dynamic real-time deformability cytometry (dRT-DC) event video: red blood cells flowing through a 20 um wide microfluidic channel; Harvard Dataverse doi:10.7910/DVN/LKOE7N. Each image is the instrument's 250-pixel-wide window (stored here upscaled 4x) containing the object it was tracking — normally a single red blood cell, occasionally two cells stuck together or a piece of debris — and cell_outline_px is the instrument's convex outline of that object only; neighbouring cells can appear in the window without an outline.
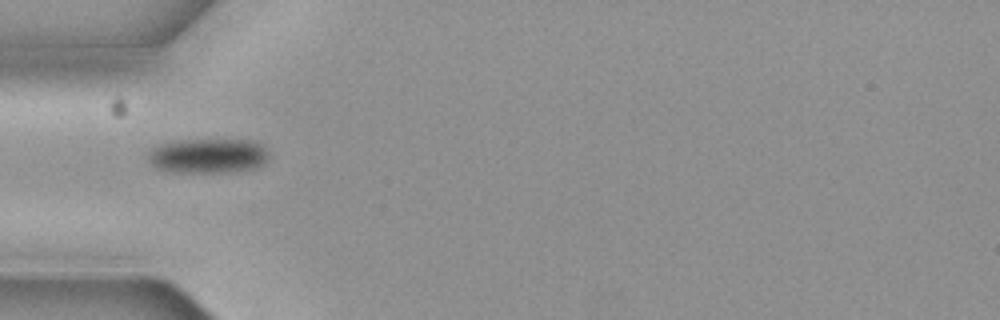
{"species": "common noctule bat (a hibernating species)", "species_latin": "Nyctalus noctula", "temperature_condition": "cold", "stored_images_in_passage": 5, "camera_frame_rate_fps": 3000, "um_per_image_px": 0.085, "animal": {"sex": "female", "body_mass_g": 19.3, "forearm_length_mm": 54.1}, "frame": {"image": 1, "passage_image": 1, "time_ms": 0.0, "image_size_px": [1000, 320], "cell_outline_px": [[268, 160], [264, 164], [256, 168], [220, 172], [176, 172], [156, 168], [148, 160], [148, 152], [152, 148], [160, 144], [172, 140], [252, 140], [260, 144], [268, 152]], "centroid_in_image_um": [17.67, 13.23], "position_along_channel_um": 67.3, "area_um2": 24.45}}
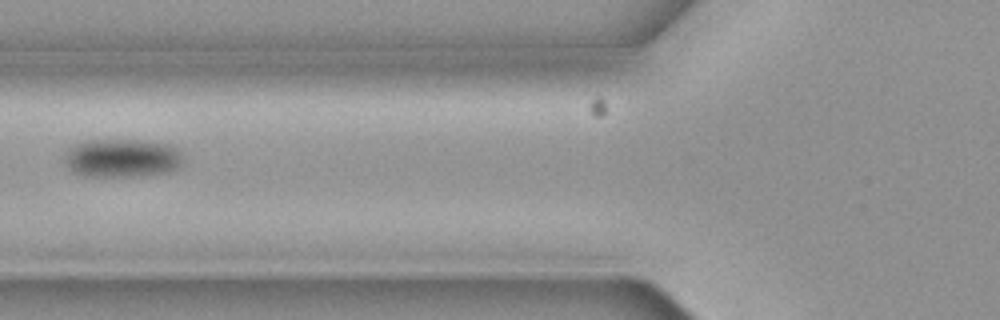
{"frame": {"image": 2, "passage_image": 2, "time_ms": 0.333, "image_size_px": [1000, 320], "cell_outline_px": [[180, 164], [176, 168], [168, 172], [132, 176], [84, 176], [72, 172], [68, 164], [68, 152], [76, 144], [84, 140], [144, 140], [168, 144], [176, 148], [180, 152]], "centroid_in_image_um": [10.4, 13.43], "position_along_channel_um": 115.4, "area_um2": 26.01}}
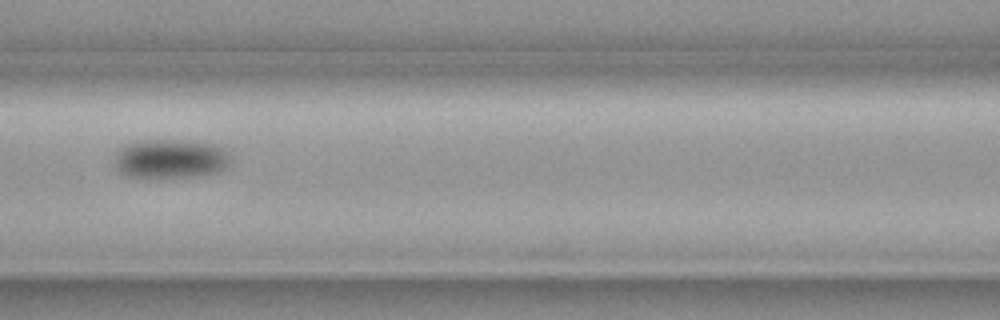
{"frame": {"image": 3, "passage_image": 3, "time_ms": 0.667, "image_size_px": [1000, 320], "cell_outline_px": [[232, 164], [216, 172], [192, 176], [160, 180], [148, 180], [128, 176], [120, 172], [116, 168], [116, 148], [136, 140], [192, 140], [220, 144], [232, 156]], "centroid_in_image_um": [14.51, 13.51], "position_along_channel_um": 152.1, "area_um2": 27.86}}